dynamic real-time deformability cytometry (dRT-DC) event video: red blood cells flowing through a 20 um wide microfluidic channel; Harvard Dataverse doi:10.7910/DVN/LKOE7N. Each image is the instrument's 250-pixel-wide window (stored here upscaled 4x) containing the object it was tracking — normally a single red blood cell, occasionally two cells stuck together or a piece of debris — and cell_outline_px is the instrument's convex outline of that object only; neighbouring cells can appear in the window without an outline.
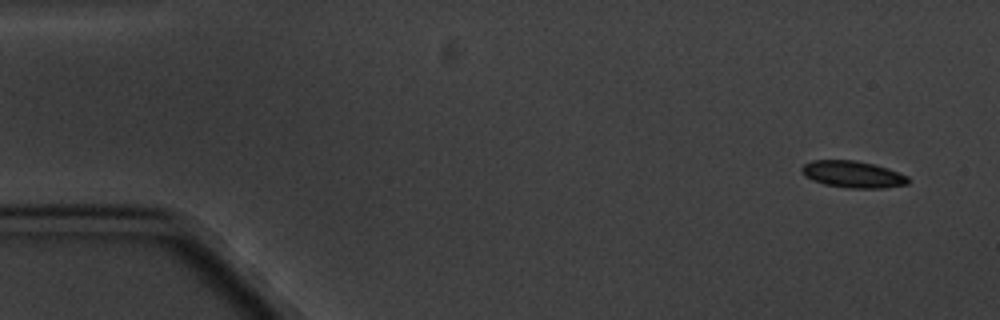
{"species": "common noctule bat (a hibernating species)", "species_latin": "Nyctalus noctula", "temperature_condition": "cold", "stored_images_in_passage": 5, "camera_frame_rate_fps": 3000, "um_per_image_px": 0.085, "animal": {"sex": "male", "body_mass_g": 20.1, "forearm_length_mm": 53.5}, "frame": {"image": 1, "passage_image": 1, "time_ms": 0.0, "image_size_px": [1000, 320], "cell_outline_px": [[908, 184], [884, 188], [848, 188], [824, 184], [812, 180], [804, 176], [800, 172], [800, 168], [804, 164], [812, 160], [856, 160], [876, 164], [888, 168], [908, 176]], "centroid_in_image_um": [72.47, 14.81], "position_along_channel_um": 12.5, "area_um2": 16.82}}
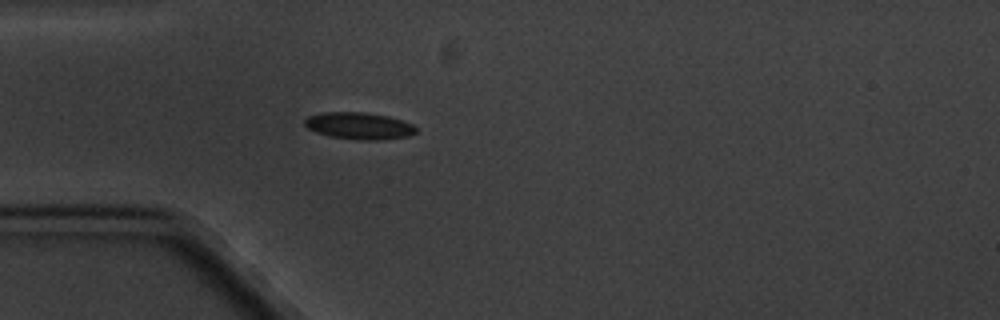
{"frame": {"image": 2, "passage_image": 5, "time_ms": 4.333, "image_size_px": [1000, 320], "cell_outline_px": [[416, 132], [408, 136], [384, 140], [364, 140], [328, 136], [316, 132], [308, 128], [304, 124], [304, 120], [308, 116], [324, 112], [364, 112], [388, 116], [412, 124], [416, 128]], "centroid_in_image_um": [30.51, 10.7], "position_along_channel_um": 54.5, "area_um2": 17.4}}